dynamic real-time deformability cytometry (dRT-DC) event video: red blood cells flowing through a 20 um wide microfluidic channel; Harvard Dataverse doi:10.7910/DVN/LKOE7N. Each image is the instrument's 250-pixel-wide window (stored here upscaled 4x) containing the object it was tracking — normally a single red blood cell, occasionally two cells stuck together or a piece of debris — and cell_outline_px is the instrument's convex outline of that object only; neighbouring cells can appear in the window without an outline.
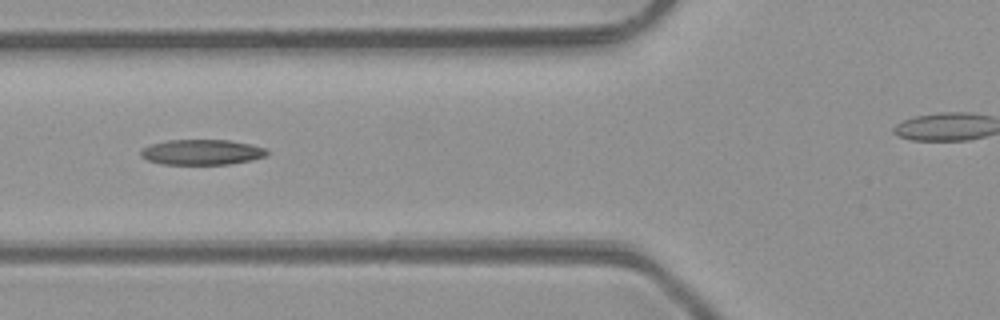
{"species": "common noctule bat (a hibernating species)", "species_latin": "Nyctalus noctula", "temperature_condition": "room temperature", "stored_images_in_passage": 8, "segment_of_instrument_passage": [1, 2], "camera_frame_rate_fps": 3000, "um_per_image_px": 0.085, "animal": {"sex": "male", "body_mass_g": 23.1, "forearm_length_mm": 52.7}, "frame": {"image": 1, "passage_image": 6, "time_ms": 5.667, "image_size_px": [1000, 320], "cell_outline_px": [[268, 156], [252, 160], [228, 164], [160, 164], [148, 160], [140, 156], [140, 152], [144, 148], [152, 144], [168, 140], [228, 140], [252, 144], [268, 148]], "centroid_in_image_um": [17.21, 12.93], "position_along_channel_um": 108.6, "area_um2": 18.73}}